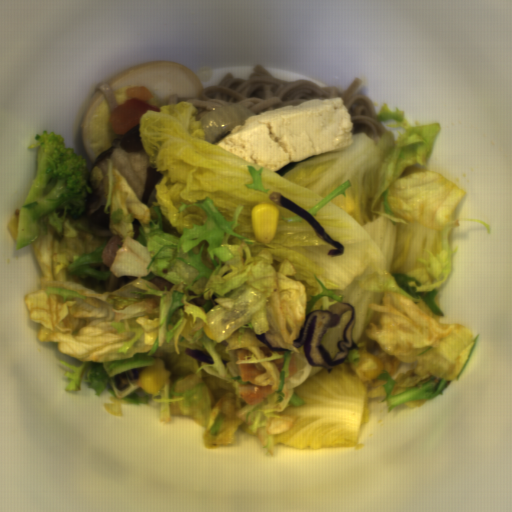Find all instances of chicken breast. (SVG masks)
<instances>
[{"label": "chicken breast", "instance_id": "cb542c10", "mask_svg": "<svg viewBox=\"0 0 512 512\" xmlns=\"http://www.w3.org/2000/svg\"><path fill=\"white\" fill-rule=\"evenodd\" d=\"M239 375L242 382L250 384L239 385V393L242 399L249 405H257L273 394L272 385L259 386L255 378L266 371L261 363L238 364Z\"/></svg>", "mask_w": 512, "mask_h": 512}, {"label": "chicken breast", "instance_id": "c9198e5e", "mask_svg": "<svg viewBox=\"0 0 512 512\" xmlns=\"http://www.w3.org/2000/svg\"><path fill=\"white\" fill-rule=\"evenodd\" d=\"M297 372H298L297 358H296V354L294 352V353H291V356H290V359H289L288 375H289V377H291L294 374H296Z\"/></svg>", "mask_w": 512, "mask_h": 512}, {"label": "chicken breast", "instance_id": "ea81aa3d", "mask_svg": "<svg viewBox=\"0 0 512 512\" xmlns=\"http://www.w3.org/2000/svg\"><path fill=\"white\" fill-rule=\"evenodd\" d=\"M252 353L249 352L248 350H245V349H238L236 351V356L238 358V360H244V359H249L251 357Z\"/></svg>", "mask_w": 512, "mask_h": 512}, {"label": "chicken breast", "instance_id": "8e849b83", "mask_svg": "<svg viewBox=\"0 0 512 512\" xmlns=\"http://www.w3.org/2000/svg\"><path fill=\"white\" fill-rule=\"evenodd\" d=\"M278 372L281 373L282 367L284 366V357L281 359H275L272 361Z\"/></svg>", "mask_w": 512, "mask_h": 512}]
</instances>
